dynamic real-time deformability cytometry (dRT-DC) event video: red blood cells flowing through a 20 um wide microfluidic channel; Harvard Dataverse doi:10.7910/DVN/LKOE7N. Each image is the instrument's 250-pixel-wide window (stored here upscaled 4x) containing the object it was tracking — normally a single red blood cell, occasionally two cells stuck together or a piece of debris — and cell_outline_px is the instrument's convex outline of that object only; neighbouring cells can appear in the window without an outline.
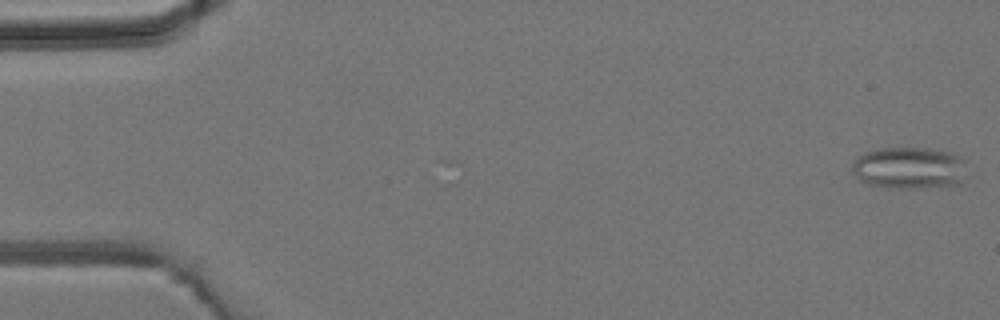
{"species": "common noctule bat (a hibernating species)", "species_latin": "Nyctalus noctula", "temperature_condition": "room temperature", "stored_images_in_passage": 3, "camera_frame_rate_fps": 3000, "um_per_image_px": 0.085, "animal": {"sex": "male", "body_mass_g": 19.2, "forearm_length_mm": 51.8}, "frame": {"image": 1, "passage_image": 1, "time_ms": 0.0, "image_size_px": [1000, 320], "cell_outline_px": [[964, 160], [960, 184], [908, 188], [888, 188], [868, 184], [860, 180], [856, 176], [852, 168], [852, 160], [856, 156], [864, 152], [880, 148], [936, 148], [952, 152], [964, 156]], "centroid_in_image_um": [77.24, 14.24], "position_along_channel_um": 7.8, "area_um2": 28.15}}